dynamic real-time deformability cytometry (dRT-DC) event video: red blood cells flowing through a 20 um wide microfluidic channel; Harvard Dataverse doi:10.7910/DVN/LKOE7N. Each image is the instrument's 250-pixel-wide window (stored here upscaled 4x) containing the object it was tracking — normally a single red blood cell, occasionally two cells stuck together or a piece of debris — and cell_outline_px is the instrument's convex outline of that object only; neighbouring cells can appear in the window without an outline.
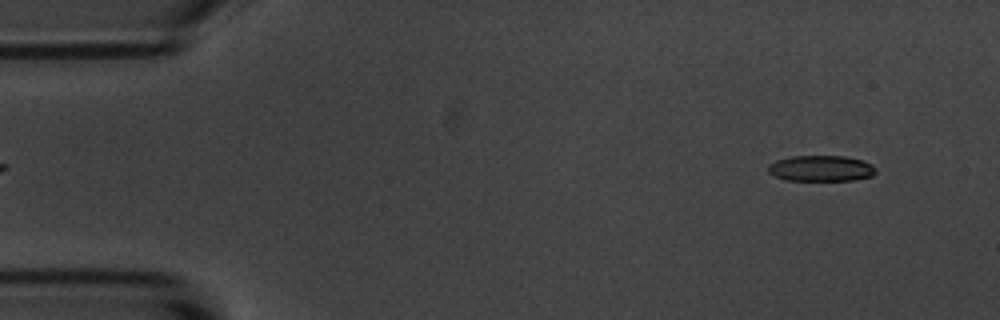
{"species": "common noctule bat (a hibernating species)", "species_latin": "Nyctalus noctula", "temperature_condition": "room temperature", "stored_images_in_passage": 10, "camera_frame_rate_fps": 3000, "um_per_image_px": 0.085, "animal": {"sex": "male", "body_mass_g": 20.1, "forearm_length_mm": 53.5}, "frame": {"image": 1, "passage_image": 1, "time_ms": 0.0, "image_size_px": [1000, 320], "cell_outline_px": [[876, 172], [872, 176], [852, 180], [784, 180], [768, 172], [768, 164], [776, 160], [792, 156], [844, 156], [864, 160], [872, 164], [876, 168]], "centroid_in_image_um": [69.8, 14.3], "position_along_channel_um": 15.2, "area_um2": 16.3}}
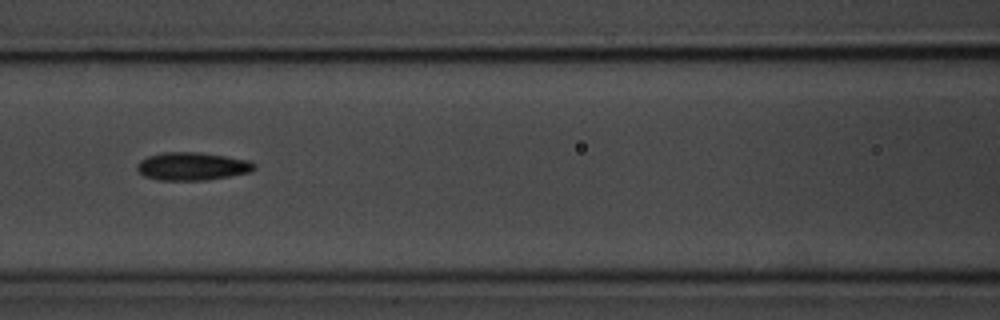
{"frame": {"image": 2, "passage_image": 6, "time_ms": 6.333, "image_size_px": [1000, 320], "cell_outline_px": [[256, 168], [252, 172], [204, 180], [156, 180], [144, 176], [136, 168], [140, 160], [148, 156], [164, 152], [200, 152], [248, 160], [256, 164]], "centroid_in_image_um": [16.34, 14.13], "position_along_channel_um": 150.3, "area_um2": 19.07}}
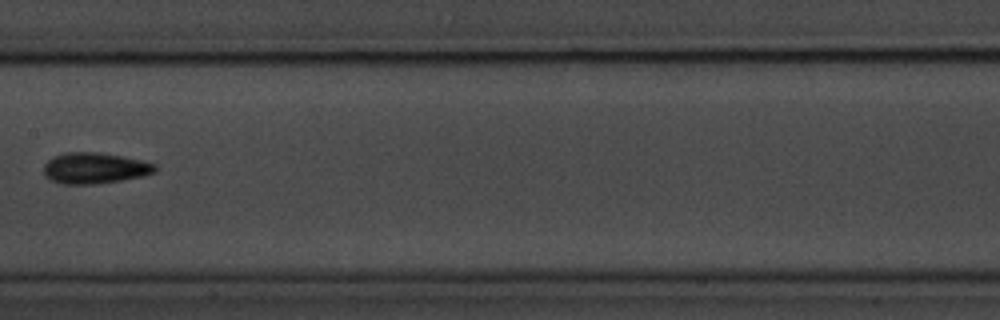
{"frame": {"image": 3, "passage_image": 7, "time_ms": 7.667, "image_size_px": [1000, 320], "cell_outline_px": [[156, 172], [140, 176], [120, 180], [96, 184], [60, 184], [44, 176], [44, 164], [52, 156], [64, 152], [100, 152], [140, 160], [156, 164]], "centroid_in_image_um": [8.0, 14.28], "position_along_channel_um": 199.4, "area_um2": 20.11}}